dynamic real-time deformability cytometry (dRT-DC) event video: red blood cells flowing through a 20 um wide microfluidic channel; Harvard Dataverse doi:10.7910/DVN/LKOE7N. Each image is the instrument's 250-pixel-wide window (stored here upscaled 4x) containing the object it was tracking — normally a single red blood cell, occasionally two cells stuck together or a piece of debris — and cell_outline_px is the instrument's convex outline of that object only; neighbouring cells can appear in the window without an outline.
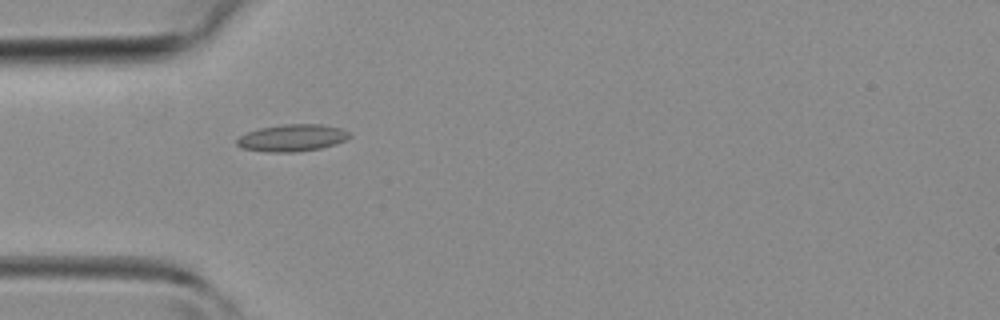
{"species": "common noctule bat (a hibernating species)", "species_latin": "Nyctalus noctula", "temperature_condition": "room temperature", "stored_images_in_passage": 36, "camera_frame_rate_fps": 3000, "um_per_image_px": 0.085, "animal": {"sex": "female", "body_mass_g": 19.3, "forearm_length_mm": 54.1}, "frame": {"image": 1, "passage_image": 7, "time_ms": 2.0, "image_size_px": [1000, 320], "cell_outline_px": [[352, 136], [336, 144], [320, 148], [296, 152], [268, 152], [240, 148], [236, 144], [236, 140], [240, 136], [248, 132], [260, 128], [280, 124], [320, 124], [340, 128], [352, 132]], "centroid_in_image_um": [24.84, 11.72], "position_along_channel_um": 60.2, "area_um2": 17.86}}
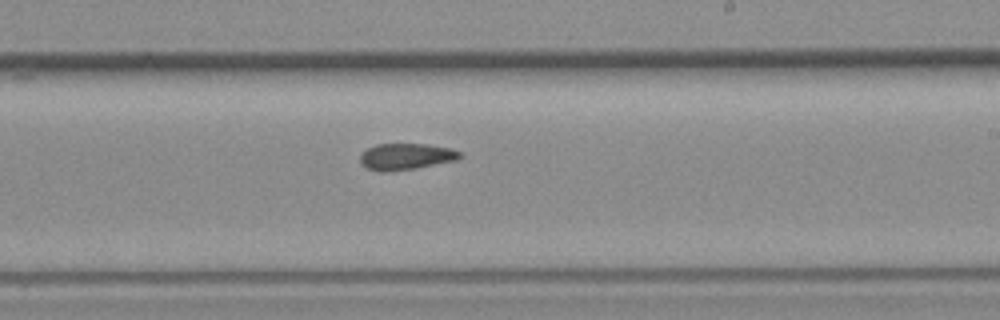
{"frame": {"image": 2, "passage_image": 19, "time_ms": 6.0, "image_size_px": [1000, 320], "cell_outline_px": [[464, 156], [456, 160], [416, 168], [388, 172], [380, 172], [368, 168], [360, 164], [360, 156], [368, 148], [376, 144], [428, 144], [452, 148], [460, 152]], "centroid_in_image_um": [34.52, 13.31], "position_along_channel_um": 254.5, "area_um2": 15.43}}
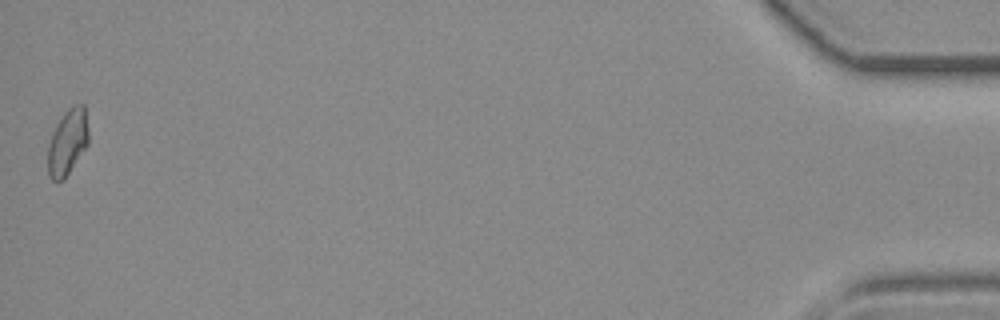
{"frame": {"image": 3, "passage_image": 36, "time_ms": 11.667, "image_size_px": [1000, 320], "cell_outline_px": [[88, 144], [64, 180], [52, 180], [48, 176], [48, 144], [64, 112], [72, 104], [84, 104], [88, 128]], "centroid_in_image_um": [5.76, 12.08], "position_along_channel_um": 429.4, "area_um2": 15.43}}